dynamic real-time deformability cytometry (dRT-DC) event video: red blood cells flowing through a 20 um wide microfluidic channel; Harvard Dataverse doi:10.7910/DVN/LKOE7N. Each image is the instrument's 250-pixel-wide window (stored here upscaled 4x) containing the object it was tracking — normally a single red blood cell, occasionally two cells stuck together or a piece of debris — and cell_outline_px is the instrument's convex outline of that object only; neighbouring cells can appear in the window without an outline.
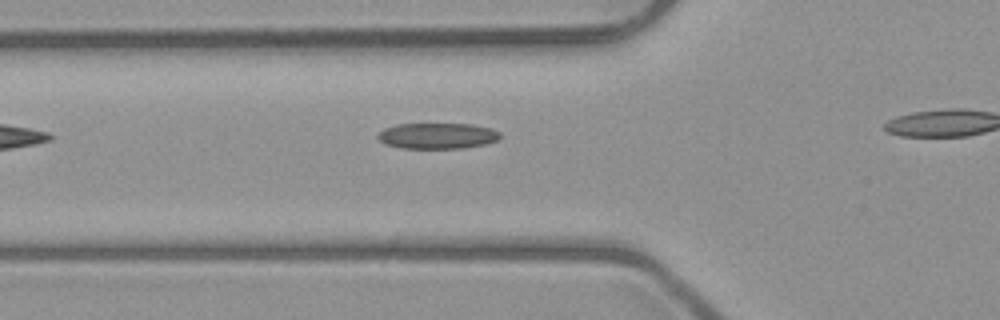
{"species": "common noctule bat (a hibernating species)", "species_latin": "Nyctalus noctula", "temperature_condition": "room temperature", "stored_images_in_passage": 4, "segment_of_instrument_passage": [1, 2], "camera_frame_rate_fps": 3000, "um_per_image_px": 0.085, "animal": {"sex": "male", "body_mass_g": 23.1, "forearm_length_mm": 52.7}, "frame": {"image": 1, "passage_image": 3, "time_ms": 3.333, "image_size_px": [1000, 320], "cell_outline_px": [[500, 136], [496, 140], [484, 144], [464, 148], [400, 148], [384, 144], [376, 136], [384, 128], [396, 124], [472, 124], [492, 128], [500, 132]], "centroid_in_image_um": [37.16, 11.54], "position_along_channel_um": 88.6, "area_um2": 18.44}}